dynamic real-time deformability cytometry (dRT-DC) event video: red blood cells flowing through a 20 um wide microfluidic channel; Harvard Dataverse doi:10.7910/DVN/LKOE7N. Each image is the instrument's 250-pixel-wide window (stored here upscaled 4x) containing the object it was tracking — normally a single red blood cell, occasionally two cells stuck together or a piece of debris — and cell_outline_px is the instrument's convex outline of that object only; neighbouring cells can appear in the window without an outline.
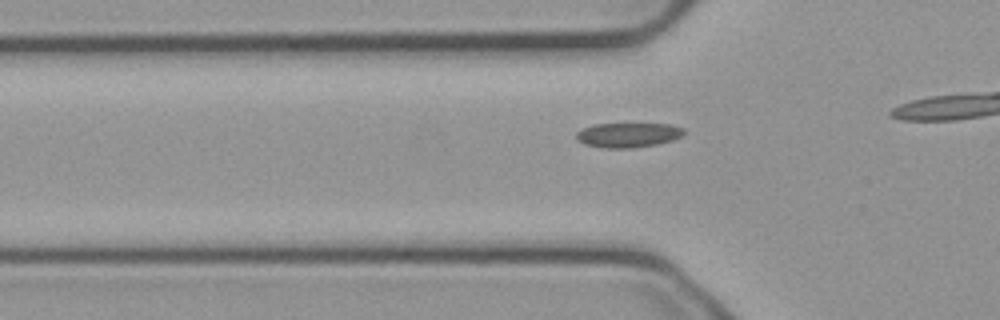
{"species": "common noctule bat (a hibernating species)", "species_latin": "Nyctalus noctula", "temperature_condition": "cold", "stored_images_in_passage": 16, "camera_frame_rate_fps": 3000, "um_per_image_px": 0.085, "animal": {"sex": "male", "body_mass_g": 23.1, "forearm_length_mm": 52.7}, "frame": {"image": 1, "passage_image": 7, "time_ms": 2.0, "image_size_px": [1000, 320], "cell_outline_px": [[684, 132], [680, 136], [672, 140], [656, 144], [632, 148], [600, 148], [584, 144], [576, 140], [576, 132], [584, 128], [596, 124], [672, 124], [684, 128]], "centroid_in_image_um": [53.36, 11.48], "position_along_channel_um": 72.4, "area_um2": 15.43}}
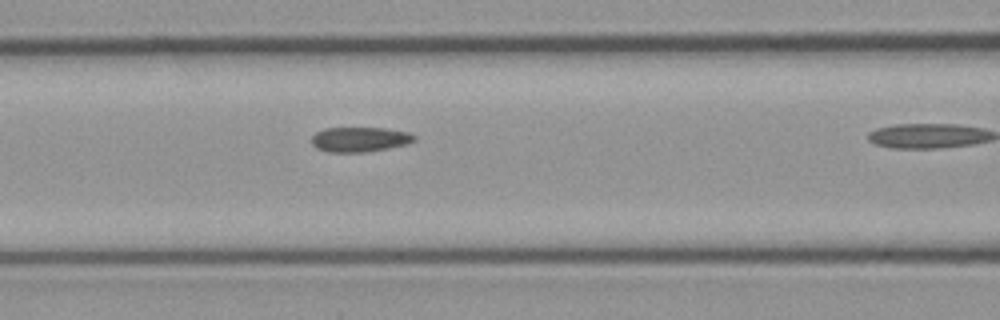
{"frame": {"image": 2, "passage_image": 12, "time_ms": 3.667, "image_size_px": [1000, 320], "cell_outline_px": [[416, 140], [408, 144], [388, 148], [364, 152], [328, 152], [316, 148], [312, 144], [312, 136], [316, 132], [324, 128], [388, 128], [408, 132], [416, 136]], "centroid_in_image_um": [30.59, 11.84], "position_along_channel_um": 136.0, "area_um2": 14.97}}